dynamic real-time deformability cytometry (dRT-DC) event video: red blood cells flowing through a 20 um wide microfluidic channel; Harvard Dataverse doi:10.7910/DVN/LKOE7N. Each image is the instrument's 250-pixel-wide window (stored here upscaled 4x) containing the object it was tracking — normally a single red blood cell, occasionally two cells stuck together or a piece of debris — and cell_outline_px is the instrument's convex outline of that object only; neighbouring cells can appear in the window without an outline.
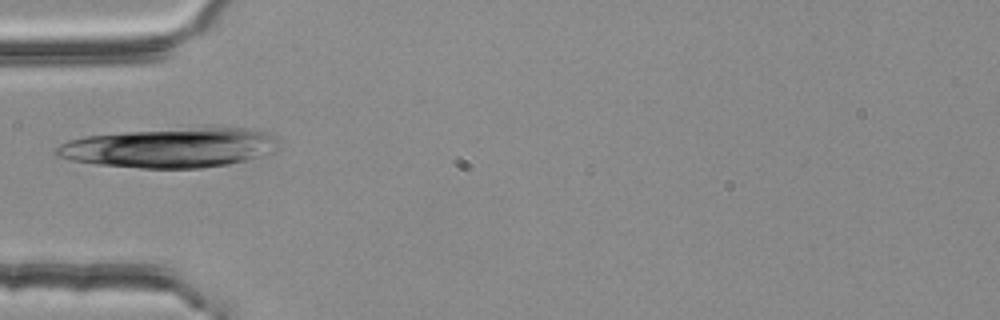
{"species": "common noctule bat (a hibernating species)", "species_latin": "Nyctalus noctula", "temperature_condition": "room temperature", "stored_images_in_passage": 4, "camera_frame_rate_fps": 3000, "um_per_image_px": 0.085, "animal": {"sex": "female", "body_mass_g": 25.1}, "frame": {"image": 1, "passage_image": 4, "time_ms": 1.0, "image_size_px": [1000, 320], "cell_outline_px": [[276, 152], [248, 160], [228, 164], [200, 168], [140, 168], [100, 164], [72, 160], [56, 156], [52, 152], [60, 144], [68, 140], [84, 136], [200, 124], [220, 124], [268, 132], [276, 136]], "centroid_in_image_um": [14.55, 12.5], "position_along_channel_um": 70.5, "area_um2": 53.12}}